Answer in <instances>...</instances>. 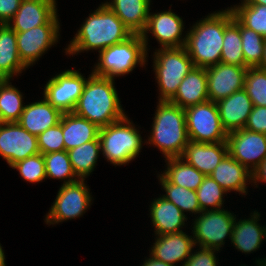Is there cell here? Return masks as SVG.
<instances>
[{"label": "cell", "mask_w": 266, "mask_h": 266, "mask_svg": "<svg viewBox=\"0 0 266 266\" xmlns=\"http://www.w3.org/2000/svg\"><path fill=\"white\" fill-rule=\"evenodd\" d=\"M98 55L92 73L112 79L128 75L135 67L138 65L143 67L148 61L146 60L148 53L141 34H133L126 41L107 47Z\"/></svg>", "instance_id": "obj_6"}, {"label": "cell", "mask_w": 266, "mask_h": 266, "mask_svg": "<svg viewBox=\"0 0 266 266\" xmlns=\"http://www.w3.org/2000/svg\"><path fill=\"white\" fill-rule=\"evenodd\" d=\"M255 264H257V266H266V258H259L258 260L256 259Z\"/></svg>", "instance_id": "obj_49"}, {"label": "cell", "mask_w": 266, "mask_h": 266, "mask_svg": "<svg viewBox=\"0 0 266 266\" xmlns=\"http://www.w3.org/2000/svg\"><path fill=\"white\" fill-rule=\"evenodd\" d=\"M241 3L266 5V0H241Z\"/></svg>", "instance_id": "obj_47"}, {"label": "cell", "mask_w": 266, "mask_h": 266, "mask_svg": "<svg viewBox=\"0 0 266 266\" xmlns=\"http://www.w3.org/2000/svg\"><path fill=\"white\" fill-rule=\"evenodd\" d=\"M251 214L247 219H235L230 240L233 247L245 254L256 252L266 240V226L258 223L261 214L256 210Z\"/></svg>", "instance_id": "obj_22"}, {"label": "cell", "mask_w": 266, "mask_h": 266, "mask_svg": "<svg viewBox=\"0 0 266 266\" xmlns=\"http://www.w3.org/2000/svg\"><path fill=\"white\" fill-rule=\"evenodd\" d=\"M16 32L0 24V79H13L27 69L19 58Z\"/></svg>", "instance_id": "obj_28"}, {"label": "cell", "mask_w": 266, "mask_h": 266, "mask_svg": "<svg viewBox=\"0 0 266 266\" xmlns=\"http://www.w3.org/2000/svg\"><path fill=\"white\" fill-rule=\"evenodd\" d=\"M185 110L189 141L197 143L227 142L216 102L206 101L187 107Z\"/></svg>", "instance_id": "obj_8"}, {"label": "cell", "mask_w": 266, "mask_h": 266, "mask_svg": "<svg viewBox=\"0 0 266 266\" xmlns=\"http://www.w3.org/2000/svg\"><path fill=\"white\" fill-rule=\"evenodd\" d=\"M244 89L253 106L266 107V71L257 67L247 68Z\"/></svg>", "instance_id": "obj_38"}, {"label": "cell", "mask_w": 266, "mask_h": 266, "mask_svg": "<svg viewBox=\"0 0 266 266\" xmlns=\"http://www.w3.org/2000/svg\"><path fill=\"white\" fill-rule=\"evenodd\" d=\"M244 128L252 132L266 134V107L253 106Z\"/></svg>", "instance_id": "obj_42"}, {"label": "cell", "mask_w": 266, "mask_h": 266, "mask_svg": "<svg viewBox=\"0 0 266 266\" xmlns=\"http://www.w3.org/2000/svg\"><path fill=\"white\" fill-rule=\"evenodd\" d=\"M22 0H0V24H8L18 11Z\"/></svg>", "instance_id": "obj_43"}, {"label": "cell", "mask_w": 266, "mask_h": 266, "mask_svg": "<svg viewBox=\"0 0 266 266\" xmlns=\"http://www.w3.org/2000/svg\"><path fill=\"white\" fill-rule=\"evenodd\" d=\"M99 130L96 124L73 112L62 115V133L66 151L98 139Z\"/></svg>", "instance_id": "obj_27"}, {"label": "cell", "mask_w": 266, "mask_h": 266, "mask_svg": "<svg viewBox=\"0 0 266 266\" xmlns=\"http://www.w3.org/2000/svg\"><path fill=\"white\" fill-rule=\"evenodd\" d=\"M165 162L167 168L161 173L171 184L176 186L196 191L205 177L203 173L181 157L166 158Z\"/></svg>", "instance_id": "obj_29"}, {"label": "cell", "mask_w": 266, "mask_h": 266, "mask_svg": "<svg viewBox=\"0 0 266 266\" xmlns=\"http://www.w3.org/2000/svg\"><path fill=\"white\" fill-rule=\"evenodd\" d=\"M184 26L183 19L172 12L171 8L168 11L149 12L147 25L141 34L147 53L150 50L148 48L150 47L148 45L149 32L160 44V48L183 47L186 42V35L184 37L182 36L183 30L185 29Z\"/></svg>", "instance_id": "obj_14"}, {"label": "cell", "mask_w": 266, "mask_h": 266, "mask_svg": "<svg viewBox=\"0 0 266 266\" xmlns=\"http://www.w3.org/2000/svg\"><path fill=\"white\" fill-rule=\"evenodd\" d=\"M228 153L251 173L266 158V134L245 128L228 133Z\"/></svg>", "instance_id": "obj_15"}, {"label": "cell", "mask_w": 266, "mask_h": 266, "mask_svg": "<svg viewBox=\"0 0 266 266\" xmlns=\"http://www.w3.org/2000/svg\"><path fill=\"white\" fill-rule=\"evenodd\" d=\"M10 81L0 79V122H18L25 107L22 92Z\"/></svg>", "instance_id": "obj_31"}, {"label": "cell", "mask_w": 266, "mask_h": 266, "mask_svg": "<svg viewBox=\"0 0 266 266\" xmlns=\"http://www.w3.org/2000/svg\"><path fill=\"white\" fill-rule=\"evenodd\" d=\"M258 182V183H257ZM266 183V158L263 162L252 172V184L258 187L257 184Z\"/></svg>", "instance_id": "obj_44"}, {"label": "cell", "mask_w": 266, "mask_h": 266, "mask_svg": "<svg viewBox=\"0 0 266 266\" xmlns=\"http://www.w3.org/2000/svg\"><path fill=\"white\" fill-rule=\"evenodd\" d=\"M86 185L85 179L62 184L53 205L45 216V223L47 225L59 224L85 214L93 201L90 188Z\"/></svg>", "instance_id": "obj_10"}, {"label": "cell", "mask_w": 266, "mask_h": 266, "mask_svg": "<svg viewBox=\"0 0 266 266\" xmlns=\"http://www.w3.org/2000/svg\"><path fill=\"white\" fill-rule=\"evenodd\" d=\"M86 81L87 78L79 70L67 69L48 80L43 96L62 113L73 112Z\"/></svg>", "instance_id": "obj_12"}, {"label": "cell", "mask_w": 266, "mask_h": 266, "mask_svg": "<svg viewBox=\"0 0 266 266\" xmlns=\"http://www.w3.org/2000/svg\"><path fill=\"white\" fill-rule=\"evenodd\" d=\"M209 176L227 193L235 191L241 196L242 194L247 195V185L252 183V173L236 161L229 153L221 160Z\"/></svg>", "instance_id": "obj_23"}, {"label": "cell", "mask_w": 266, "mask_h": 266, "mask_svg": "<svg viewBox=\"0 0 266 266\" xmlns=\"http://www.w3.org/2000/svg\"><path fill=\"white\" fill-rule=\"evenodd\" d=\"M241 42L240 22L233 16V19L225 26L220 62L247 67Z\"/></svg>", "instance_id": "obj_32"}, {"label": "cell", "mask_w": 266, "mask_h": 266, "mask_svg": "<svg viewBox=\"0 0 266 266\" xmlns=\"http://www.w3.org/2000/svg\"><path fill=\"white\" fill-rule=\"evenodd\" d=\"M235 219L236 215L224 207L199 213L191 228L195 246L221 251L225 239L231 240Z\"/></svg>", "instance_id": "obj_9"}, {"label": "cell", "mask_w": 266, "mask_h": 266, "mask_svg": "<svg viewBox=\"0 0 266 266\" xmlns=\"http://www.w3.org/2000/svg\"><path fill=\"white\" fill-rule=\"evenodd\" d=\"M192 250L189 258L186 259L184 266H217L219 265L216 257V253L219 252L216 249L202 248Z\"/></svg>", "instance_id": "obj_41"}, {"label": "cell", "mask_w": 266, "mask_h": 266, "mask_svg": "<svg viewBox=\"0 0 266 266\" xmlns=\"http://www.w3.org/2000/svg\"><path fill=\"white\" fill-rule=\"evenodd\" d=\"M74 173L79 179H86L96 168L97 159L101 152L99 138L86 142L81 146L67 151Z\"/></svg>", "instance_id": "obj_30"}, {"label": "cell", "mask_w": 266, "mask_h": 266, "mask_svg": "<svg viewBox=\"0 0 266 266\" xmlns=\"http://www.w3.org/2000/svg\"><path fill=\"white\" fill-rule=\"evenodd\" d=\"M240 34L242 39V52L245 65L248 68L258 67L263 58L266 40L254 30L244 27L240 23Z\"/></svg>", "instance_id": "obj_36"}, {"label": "cell", "mask_w": 266, "mask_h": 266, "mask_svg": "<svg viewBox=\"0 0 266 266\" xmlns=\"http://www.w3.org/2000/svg\"><path fill=\"white\" fill-rule=\"evenodd\" d=\"M105 4L122 20L132 34H142L144 31L151 0H108Z\"/></svg>", "instance_id": "obj_26"}, {"label": "cell", "mask_w": 266, "mask_h": 266, "mask_svg": "<svg viewBox=\"0 0 266 266\" xmlns=\"http://www.w3.org/2000/svg\"><path fill=\"white\" fill-rule=\"evenodd\" d=\"M157 177L162 190L165 191V194L161 195L162 197L174 203L184 214L189 212L193 216V214L196 215L202 212L196 191L171 184L161 173Z\"/></svg>", "instance_id": "obj_33"}, {"label": "cell", "mask_w": 266, "mask_h": 266, "mask_svg": "<svg viewBox=\"0 0 266 266\" xmlns=\"http://www.w3.org/2000/svg\"><path fill=\"white\" fill-rule=\"evenodd\" d=\"M57 14L58 12L44 25L25 32H16L19 58L27 68L33 66L45 52L58 43L60 22Z\"/></svg>", "instance_id": "obj_11"}, {"label": "cell", "mask_w": 266, "mask_h": 266, "mask_svg": "<svg viewBox=\"0 0 266 266\" xmlns=\"http://www.w3.org/2000/svg\"><path fill=\"white\" fill-rule=\"evenodd\" d=\"M227 154V142L197 143L189 141L181 158L205 176H209Z\"/></svg>", "instance_id": "obj_20"}, {"label": "cell", "mask_w": 266, "mask_h": 266, "mask_svg": "<svg viewBox=\"0 0 266 266\" xmlns=\"http://www.w3.org/2000/svg\"><path fill=\"white\" fill-rule=\"evenodd\" d=\"M153 56V70L158 84V101H170L182 79L194 68L185 47L159 48Z\"/></svg>", "instance_id": "obj_7"}, {"label": "cell", "mask_w": 266, "mask_h": 266, "mask_svg": "<svg viewBox=\"0 0 266 266\" xmlns=\"http://www.w3.org/2000/svg\"><path fill=\"white\" fill-rule=\"evenodd\" d=\"M155 236V242L149 249L150 255L173 266L179 262L182 264L179 266H184L186 259L196 248L193 236L183 231Z\"/></svg>", "instance_id": "obj_17"}, {"label": "cell", "mask_w": 266, "mask_h": 266, "mask_svg": "<svg viewBox=\"0 0 266 266\" xmlns=\"http://www.w3.org/2000/svg\"><path fill=\"white\" fill-rule=\"evenodd\" d=\"M56 0H22L7 24L15 32H25L46 24L57 13Z\"/></svg>", "instance_id": "obj_18"}, {"label": "cell", "mask_w": 266, "mask_h": 266, "mask_svg": "<svg viewBox=\"0 0 266 266\" xmlns=\"http://www.w3.org/2000/svg\"><path fill=\"white\" fill-rule=\"evenodd\" d=\"M148 141L164 158L181 157L189 138L185 110L170 101H158Z\"/></svg>", "instance_id": "obj_4"}, {"label": "cell", "mask_w": 266, "mask_h": 266, "mask_svg": "<svg viewBox=\"0 0 266 266\" xmlns=\"http://www.w3.org/2000/svg\"><path fill=\"white\" fill-rule=\"evenodd\" d=\"M216 105L227 133L243 129L253 108L252 101L244 88L217 101Z\"/></svg>", "instance_id": "obj_19"}, {"label": "cell", "mask_w": 266, "mask_h": 266, "mask_svg": "<svg viewBox=\"0 0 266 266\" xmlns=\"http://www.w3.org/2000/svg\"><path fill=\"white\" fill-rule=\"evenodd\" d=\"M37 141L39 151L43 155L65 150L62 133V117L60 123L39 134L37 136Z\"/></svg>", "instance_id": "obj_40"}, {"label": "cell", "mask_w": 266, "mask_h": 266, "mask_svg": "<svg viewBox=\"0 0 266 266\" xmlns=\"http://www.w3.org/2000/svg\"><path fill=\"white\" fill-rule=\"evenodd\" d=\"M139 129L126 115L121 120L99 130L101 153L114 166L129 164L138 157L143 139Z\"/></svg>", "instance_id": "obj_5"}, {"label": "cell", "mask_w": 266, "mask_h": 266, "mask_svg": "<svg viewBox=\"0 0 266 266\" xmlns=\"http://www.w3.org/2000/svg\"><path fill=\"white\" fill-rule=\"evenodd\" d=\"M5 254H4V250L3 247L0 244V266H6V261H5Z\"/></svg>", "instance_id": "obj_48"}, {"label": "cell", "mask_w": 266, "mask_h": 266, "mask_svg": "<svg viewBox=\"0 0 266 266\" xmlns=\"http://www.w3.org/2000/svg\"><path fill=\"white\" fill-rule=\"evenodd\" d=\"M149 211L156 235L181 232L188 220L186 214L162 196L153 199Z\"/></svg>", "instance_id": "obj_24"}, {"label": "cell", "mask_w": 266, "mask_h": 266, "mask_svg": "<svg viewBox=\"0 0 266 266\" xmlns=\"http://www.w3.org/2000/svg\"><path fill=\"white\" fill-rule=\"evenodd\" d=\"M228 7L197 20L186 33L185 49L195 67L207 68L220 63L225 26L233 19Z\"/></svg>", "instance_id": "obj_3"}, {"label": "cell", "mask_w": 266, "mask_h": 266, "mask_svg": "<svg viewBox=\"0 0 266 266\" xmlns=\"http://www.w3.org/2000/svg\"><path fill=\"white\" fill-rule=\"evenodd\" d=\"M38 153L37 136L30 134L18 122H0V156L10 167Z\"/></svg>", "instance_id": "obj_13"}, {"label": "cell", "mask_w": 266, "mask_h": 266, "mask_svg": "<svg viewBox=\"0 0 266 266\" xmlns=\"http://www.w3.org/2000/svg\"><path fill=\"white\" fill-rule=\"evenodd\" d=\"M208 100L206 68L194 67L182 79L175 96L170 102L186 109Z\"/></svg>", "instance_id": "obj_25"}, {"label": "cell", "mask_w": 266, "mask_h": 266, "mask_svg": "<svg viewBox=\"0 0 266 266\" xmlns=\"http://www.w3.org/2000/svg\"><path fill=\"white\" fill-rule=\"evenodd\" d=\"M114 79L90 73L73 113L86 118L99 128L126 116Z\"/></svg>", "instance_id": "obj_2"}, {"label": "cell", "mask_w": 266, "mask_h": 266, "mask_svg": "<svg viewBox=\"0 0 266 266\" xmlns=\"http://www.w3.org/2000/svg\"><path fill=\"white\" fill-rule=\"evenodd\" d=\"M132 35L122 20L103 2L85 18L64 50L68 56L89 50L100 52L114 44L126 41Z\"/></svg>", "instance_id": "obj_1"}, {"label": "cell", "mask_w": 266, "mask_h": 266, "mask_svg": "<svg viewBox=\"0 0 266 266\" xmlns=\"http://www.w3.org/2000/svg\"><path fill=\"white\" fill-rule=\"evenodd\" d=\"M247 68L221 62L207 67L209 101L217 102L243 89Z\"/></svg>", "instance_id": "obj_16"}, {"label": "cell", "mask_w": 266, "mask_h": 266, "mask_svg": "<svg viewBox=\"0 0 266 266\" xmlns=\"http://www.w3.org/2000/svg\"><path fill=\"white\" fill-rule=\"evenodd\" d=\"M229 8L244 27L254 30L266 40V5L241 3Z\"/></svg>", "instance_id": "obj_34"}, {"label": "cell", "mask_w": 266, "mask_h": 266, "mask_svg": "<svg viewBox=\"0 0 266 266\" xmlns=\"http://www.w3.org/2000/svg\"><path fill=\"white\" fill-rule=\"evenodd\" d=\"M63 113L43 99L26 104L18 123L30 134L38 136L60 123Z\"/></svg>", "instance_id": "obj_21"}, {"label": "cell", "mask_w": 266, "mask_h": 266, "mask_svg": "<svg viewBox=\"0 0 266 266\" xmlns=\"http://www.w3.org/2000/svg\"><path fill=\"white\" fill-rule=\"evenodd\" d=\"M141 266H173V265L158 260L149 254V258L148 257L145 258V261Z\"/></svg>", "instance_id": "obj_45"}, {"label": "cell", "mask_w": 266, "mask_h": 266, "mask_svg": "<svg viewBox=\"0 0 266 266\" xmlns=\"http://www.w3.org/2000/svg\"><path fill=\"white\" fill-rule=\"evenodd\" d=\"M201 211L222 209L227 192L210 176H205L196 190Z\"/></svg>", "instance_id": "obj_37"}, {"label": "cell", "mask_w": 266, "mask_h": 266, "mask_svg": "<svg viewBox=\"0 0 266 266\" xmlns=\"http://www.w3.org/2000/svg\"><path fill=\"white\" fill-rule=\"evenodd\" d=\"M257 68L266 71V42H265V46H264L262 61H261V63L259 64V66Z\"/></svg>", "instance_id": "obj_46"}, {"label": "cell", "mask_w": 266, "mask_h": 266, "mask_svg": "<svg viewBox=\"0 0 266 266\" xmlns=\"http://www.w3.org/2000/svg\"><path fill=\"white\" fill-rule=\"evenodd\" d=\"M46 179L64 180V184L72 183L79 178L74 173L69 154L66 150L44 154Z\"/></svg>", "instance_id": "obj_35"}, {"label": "cell", "mask_w": 266, "mask_h": 266, "mask_svg": "<svg viewBox=\"0 0 266 266\" xmlns=\"http://www.w3.org/2000/svg\"><path fill=\"white\" fill-rule=\"evenodd\" d=\"M11 168L18 170L22 179L29 183H38L46 179L44 156L41 153L29 156Z\"/></svg>", "instance_id": "obj_39"}]
</instances>
